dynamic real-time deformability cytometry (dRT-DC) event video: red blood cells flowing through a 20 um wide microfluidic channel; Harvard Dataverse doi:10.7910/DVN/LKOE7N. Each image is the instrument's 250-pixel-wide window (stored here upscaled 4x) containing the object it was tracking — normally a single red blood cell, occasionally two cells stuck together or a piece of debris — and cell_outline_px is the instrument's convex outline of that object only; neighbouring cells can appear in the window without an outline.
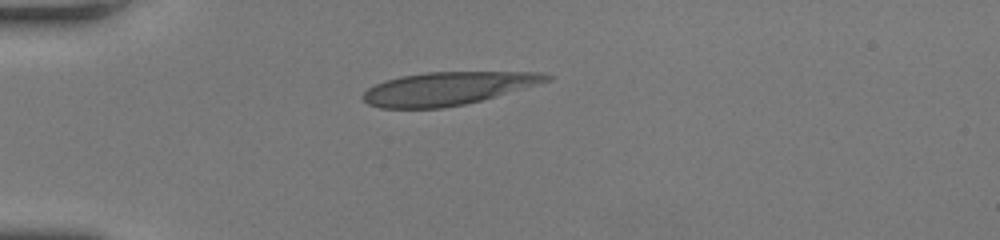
{"species": "human", "species_latin": "Homo sapiens", "temperature_condition": "room temperature", "stored_images_in_passage": 36, "camera_frame_rate_fps": 3000, "um_per_image_px": 0.085, "donor": {"sex": "female"}, "frame": {"image": 1, "passage_image": 1, "time_ms": 0.0, "image_size_px": [1000, 240], "cell_outline_px": [[552, 80], [496, 96], [464, 104], [444, 108], [380, 108], [368, 104], [360, 96], [368, 88], [384, 80], [400, 76], [428, 72], [540, 72], [552, 76]], "centroid_in_image_um": [38.02, 7.52], "position_along_channel_um": 47.0, "area_um2": 35.26}}
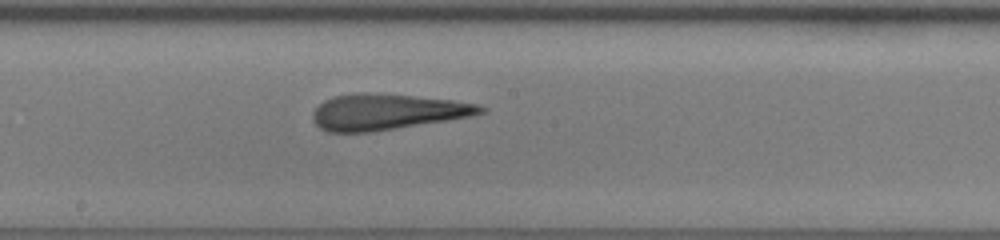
{"frame": {"image": 2, "passage_image": 15, "time_ms": 4.667, "image_size_px": [1000, 240], "cell_outline_px": [[488, 112], [448, 120], [396, 128], [368, 132], [328, 132], [320, 128], [312, 120], [312, 112], [324, 100], [332, 96], [360, 92], [368, 92], [412, 96], [452, 100], [480, 104], [488, 108]], "centroid_in_image_um": [32.89, 9.5], "position_along_channel_um": 215.3, "area_um2": 35.08}}
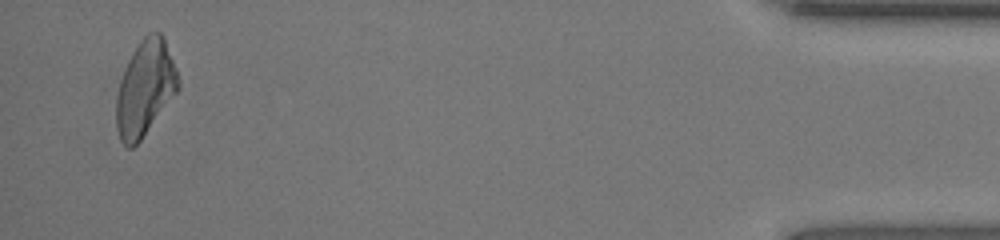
{"frame": {"image": 3, "passage_image": 35, "time_ms": 11.333, "image_size_px": [1000, 240], "cell_outline_px": [[180, 88], [140, 140], [132, 148], [128, 148], [120, 140], [116, 124], [116, 100], [120, 80], [128, 60], [132, 52], [140, 40], [148, 32], [160, 32], [164, 36], [180, 84]], "centroid_in_image_um": [12.32, 7.49], "position_along_channel_um": 422.9, "area_um2": 33.99}, "authors_computed_cell_mechanics": {"area_um2": 35.1135, "velocity_mm_per_s": 4.242, "shape_relaxation_time_tau1_ms": 7.8023, "shape_relaxation_time_tau2_ms": 1.5758, "deformation_change_tau1": 0.27, "deformation_change_tau2": 0.127}}